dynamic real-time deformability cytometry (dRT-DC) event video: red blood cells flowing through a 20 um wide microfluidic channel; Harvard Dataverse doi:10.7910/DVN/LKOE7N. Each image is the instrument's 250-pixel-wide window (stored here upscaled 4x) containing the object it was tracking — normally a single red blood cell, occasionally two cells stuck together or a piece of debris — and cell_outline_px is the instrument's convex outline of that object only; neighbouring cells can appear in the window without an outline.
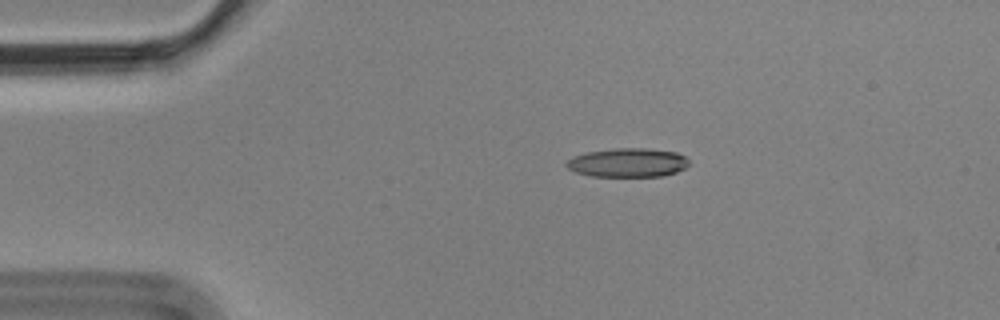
{"species": "Egyptian fruit bat (a non-hibernating species)", "species_latin": "Rousettus aegyptiacus", "temperature_condition": "cold", "stored_images_in_passage": 6, "camera_frame_rate_fps": 3000, "um_per_image_px": 0.085, "animal": {"sex": "male"}, "frame": {"image": 1, "passage_image": 4, "time_ms": 1.0, "image_size_px": [1000, 320], "cell_outline_px": [[692, 164], [676, 172], [664, 176], [592, 176], [576, 172], [568, 168], [564, 164], [572, 156], [588, 152], [616, 148], [644, 148], [676, 152], [684, 156]], "centroid_in_image_um": [53.37, 13.82], "position_along_channel_um": 31.6, "area_um2": 20.63}}
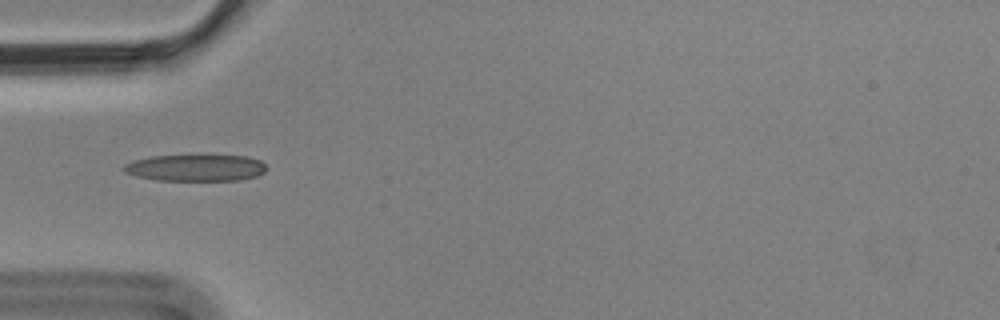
{"frame": {"image": 2, "passage_image": 6, "time_ms": 1.667, "image_size_px": [1000, 320], "cell_outline_px": [[268, 168], [264, 172], [256, 176], [240, 180], [156, 180], [136, 176], [124, 172], [120, 168], [124, 164], [132, 160], [152, 156], [200, 152], [248, 156], [260, 160]], "centroid_in_image_um": [16.62, 14.2], "position_along_channel_um": 68.4, "area_um2": 23.52}}